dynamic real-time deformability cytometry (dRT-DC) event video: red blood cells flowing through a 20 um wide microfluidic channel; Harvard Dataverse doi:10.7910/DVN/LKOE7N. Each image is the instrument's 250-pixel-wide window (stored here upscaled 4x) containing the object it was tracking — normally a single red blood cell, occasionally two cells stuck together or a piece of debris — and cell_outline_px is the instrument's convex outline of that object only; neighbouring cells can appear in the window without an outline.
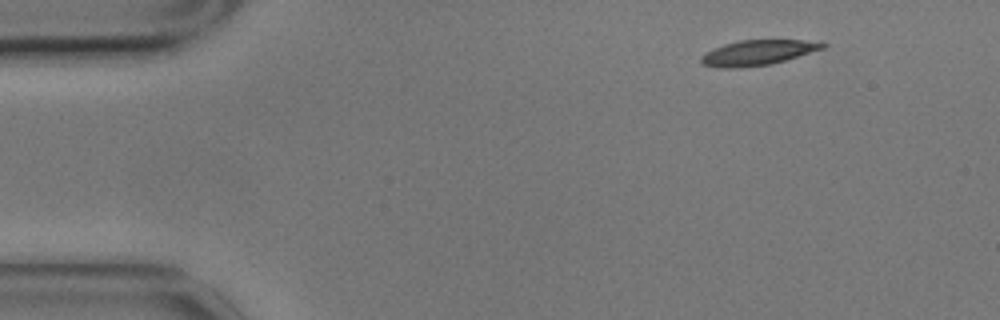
{"species": "common noctule bat (a hibernating species)", "species_latin": "Nyctalus noctula", "temperature_condition": "cold", "stored_images_in_passage": 6, "camera_frame_rate_fps": 3000, "um_per_image_px": 0.085, "animal": {"sex": "male", "body_mass_g": 17.9}, "frame": {"image": 1, "passage_image": 1, "time_ms": 0.0, "image_size_px": [1000, 320], "cell_outline_px": [[828, 44], [824, 48], [772, 64], [736, 68], [716, 68], [704, 64], [700, 60], [700, 56], [704, 52], [712, 48], [724, 44], [740, 40], [804, 40]], "centroid_in_image_um": [64.34, 4.48], "position_along_channel_um": 20.7, "area_um2": 17.8}}